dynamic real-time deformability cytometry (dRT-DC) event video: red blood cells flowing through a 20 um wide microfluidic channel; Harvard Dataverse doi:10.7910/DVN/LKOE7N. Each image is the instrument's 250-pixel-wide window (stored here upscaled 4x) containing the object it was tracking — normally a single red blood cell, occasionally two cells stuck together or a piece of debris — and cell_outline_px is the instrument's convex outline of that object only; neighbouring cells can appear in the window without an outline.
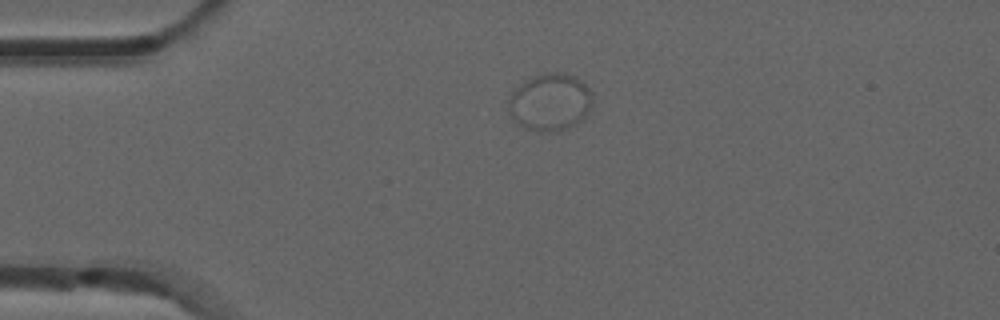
{"species": "common noctule bat (a hibernating species)", "species_latin": "Nyctalus noctula", "temperature_condition": "room temperature", "stored_images_in_passage": 6, "camera_frame_rate_fps": 3000, "um_per_image_px": 0.085, "animal": {"sex": "male", "forearm_length_mm": 52.5}, "frame": {"image": 1, "passage_image": 1, "time_ms": 0.0, "image_size_px": [1000, 320], "cell_outline_px": [[592, 104], [588, 112], [580, 120], [568, 128], [560, 132], [536, 132], [524, 128], [508, 112], [508, 100], [512, 92], [524, 80], [532, 76], [548, 72], [564, 72], [576, 76], [592, 92]], "centroid_in_image_um": [46.75, 8.68], "position_along_channel_um": 38.3, "area_um2": 28.38}}